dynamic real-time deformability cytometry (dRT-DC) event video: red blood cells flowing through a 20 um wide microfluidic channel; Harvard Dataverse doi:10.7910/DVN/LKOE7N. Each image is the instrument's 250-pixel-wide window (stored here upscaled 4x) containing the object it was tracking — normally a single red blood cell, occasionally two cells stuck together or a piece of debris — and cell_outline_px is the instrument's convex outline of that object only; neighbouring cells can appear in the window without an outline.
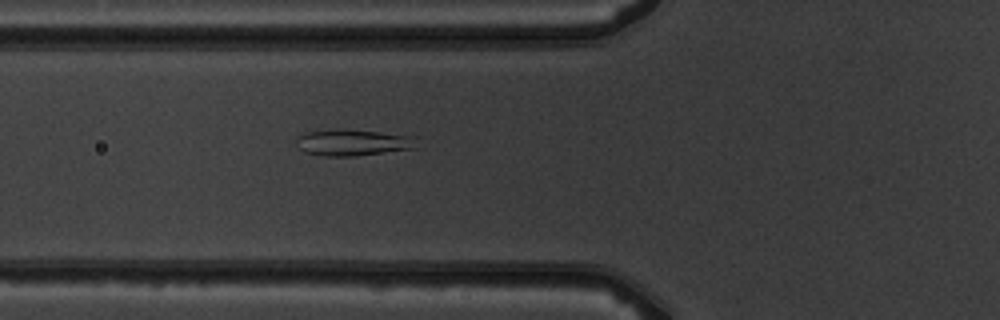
{"species": "common noctule bat (a hibernating species)", "species_latin": "Nyctalus noctula", "temperature_condition": "warm", "stored_images_in_passage": 6, "camera_frame_rate_fps": 3000, "um_per_image_px": 0.085, "animal": {"sex": "male", "body_mass_g": 19.5, "forearm_length_mm": 54.6}, "frame": {"image": 1, "passage_image": 6, "time_ms": 5.667, "image_size_px": [1000, 320], "cell_outline_px": [[416, 148], [356, 156], [324, 156], [304, 152], [296, 144], [296, 136], [304, 132], [336, 128], [340, 128], [416, 136]], "centroid_in_image_um": [29.95, 12.1], "position_along_channel_um": 95.8, "area_um2": 18.79}}